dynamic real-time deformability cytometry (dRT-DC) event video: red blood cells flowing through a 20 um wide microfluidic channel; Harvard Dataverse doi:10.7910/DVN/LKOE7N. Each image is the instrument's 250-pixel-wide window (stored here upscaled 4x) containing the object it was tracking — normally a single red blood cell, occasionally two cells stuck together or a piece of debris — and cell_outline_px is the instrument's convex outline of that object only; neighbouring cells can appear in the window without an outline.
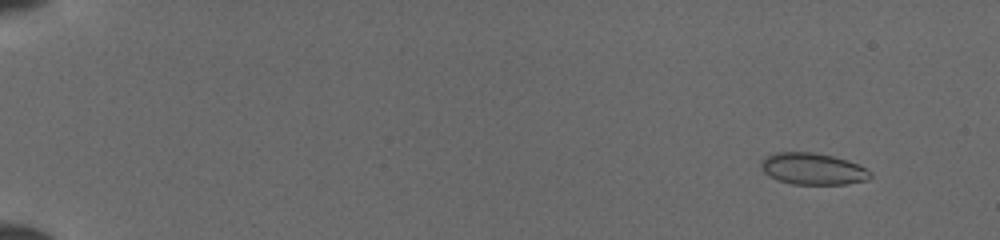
{"species": "common noctule bat (a hibernating species)", "species_latin": "Nyctalus noctula", "temperature_condition": "cold", "stored_images_in_passage": 49, "camera_frame_rate_fps": 3000, "um_per_image_px": 0.085, "animal": {"sex": "female", "body_mass_g": 19.5, "forearm_length_mm": 54.1}, "frame": {"image": 1, "passage_image": 3, "time_ms": 0.667, "image_size_px": [1000, 240], "cell_outline_px": [[872, 176], [868, 180], [848, 184], [792, 184], [776, 180], [768, 176], [764, 172], [760, 164], [760, 160], [776, 152], [812, 152], [832, 156], [848, 160], [872, 172]], "centroid_in_image_um": [69.08, 14.36], "position_along_channel_um": 15.9, "area_um2": 20.23}}
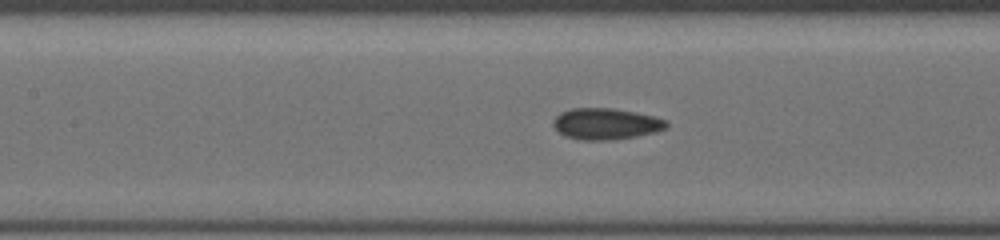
{"frame": {"image": 2, "passage_image": 24, "time_ms": 7.667, "image_size_px": [1000, 240], "cell_outline_px": [[668, 124], [664, 128], [656, 132], [636, 136], [612, 140], [580, 140], [564, 136], [552, 124], [556, 116], [560, 112], [572, 108], [612, 108], [652, 116], [664, 120]], "centroid_in_image_um": [51.45, 10.53], "position_along_channel_um": 155.9, "area_um2": 20.4}}
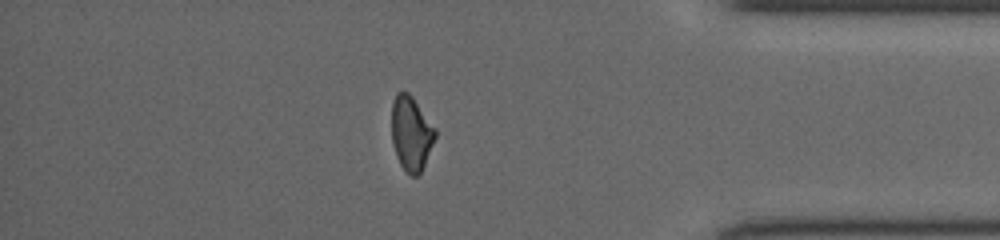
{"frame": {"image": 3, "passage_image": 43, "time_ms": 14.0, "image_size_px": [1000, 240], "cell_outline_px": [[436, 136], [424, 164], [420, 172], [416, 176], [412, 176], [400, 164], [396, 156], [392, 140], [392, 104], [396, 92], [408, 92], [412, 96], [436, 128]], "centroid_in_image_um": [34.95, 11.3], "position_along_channel_um": 400.3, "area_um2": 18.67}}